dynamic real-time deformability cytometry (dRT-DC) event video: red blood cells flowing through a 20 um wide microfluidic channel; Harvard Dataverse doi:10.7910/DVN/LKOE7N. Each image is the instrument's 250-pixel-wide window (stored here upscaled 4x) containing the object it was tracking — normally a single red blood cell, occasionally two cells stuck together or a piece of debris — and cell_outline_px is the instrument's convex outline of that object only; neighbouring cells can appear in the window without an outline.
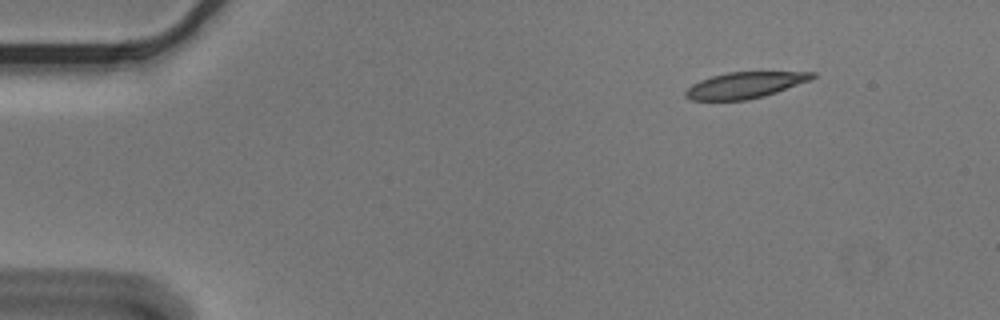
{"species": "Egyptian fruit bat (a non-hibernating species)", "species_latin": "Rousettus aegyptiacus", "temperature_condition": "cold", "stored_images_in_passage": 4, "camera_frame_rate_fps": 3000, "um_per_image_px": 0.085, "animal": {"sex": "male"}, "frame": {"image": 1, "passage_image": 2, "time_ms": 0.333, "image_size_px": [1000, 320], "cell_outline_px": [[816, 76], [808, 80], [776, 92], [764, 96], [748, 100], [688, 100], [684, 96], [684, 92], [692, 84], [700, 80], [712, 76], [728, 72], [816, 72]], "centroid_in_image_um": [63.25, 7.24], "position_along_channel_um": 21.7, "area_um2": 19.13}}
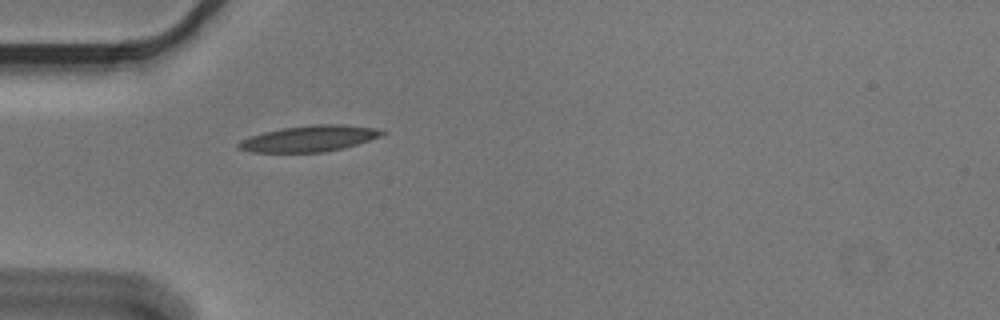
{"frame": {"image": 2, "passage_image": 4, "time_ms": 1.0, "image_size_px": [1000, 320], "cell_outline_px": [[388, 132], [380, 136], [356, 144], [324, 152], [248, 152], [236, 148], [236, 144], [240, 140], [264, 132], [280, 128], [312, 124], [344, 124], [376, 128]], "centroid_in_image_um": [26.25, 11.77], "position_along_channel_um": 58.8, "area_um2": 21.79}}